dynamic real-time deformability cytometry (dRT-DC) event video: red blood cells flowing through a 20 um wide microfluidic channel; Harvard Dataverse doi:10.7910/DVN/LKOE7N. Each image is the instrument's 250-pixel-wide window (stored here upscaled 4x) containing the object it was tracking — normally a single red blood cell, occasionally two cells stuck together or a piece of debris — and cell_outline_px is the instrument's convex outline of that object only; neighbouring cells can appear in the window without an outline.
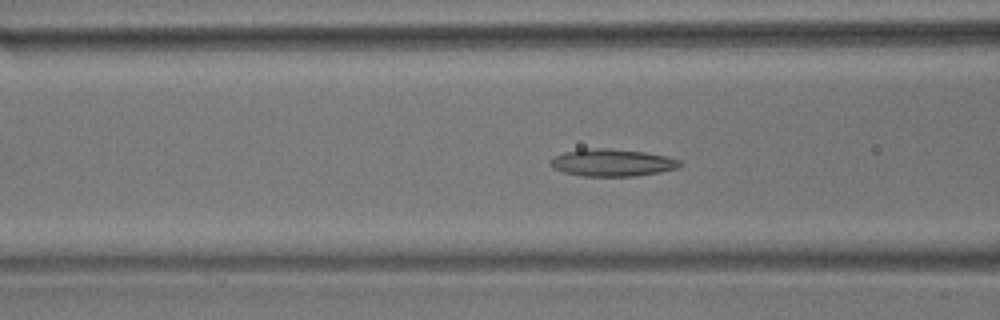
{"species": "common noctule bat (a hibernating species)", "species_latin": "Nyctalus noctula", "temperature_condition": "room temperature", "stored_images_in_passage": 25, "camera_frame_rate_fps": 3000, "um_per_image_px": 0.085, "animal": {"sex": "male", "body_mass_g": 17.9}, "frame": {"image": 1, "passage_image": 22, "time_ms": 7.0, "image_size_px": [1000, 320], "cell_outline_px": [[684, 164], [680, 168], [660, 172], [636, 176], [584, 176], [564, 172], [552, 168], [548, 164], [552, 156], [564, 152], [584, 148], [608, 148], [644, 152], [668, 156], [680, 160]], "centroid_in_image_um": [52.04, 13.82], "position_along_channel_um": 114.6, "area_um2": 20.92}}
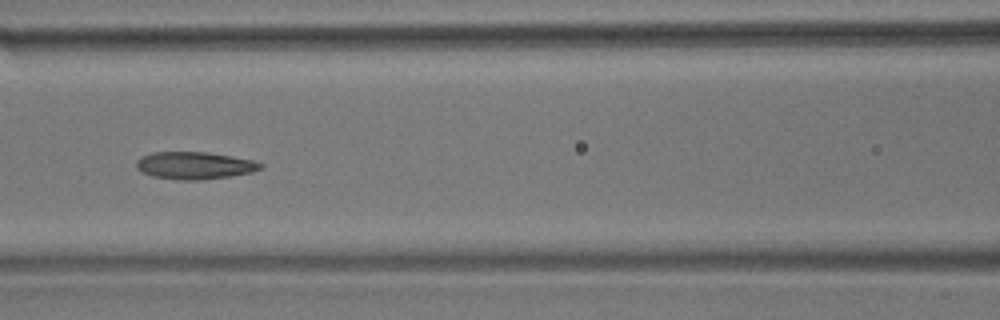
{"frame": {"image": 2, "passage_image": 25, "time_ms": 8.0, "image_size_px": [1000, 320], "cell_outline_px": [[264, 168], [252, 172], [232, 176], [200, 180], [180, 180], [152, 176], [140, 172], [136, 168], [136, 160], [140, 156], [152, 152], [208, 152], [252, 160], [264, 164]], "centroid_in_image_um": [16.52, 14.07], "position_along_channel_um": 150.1, "area_um2": 20.0}}